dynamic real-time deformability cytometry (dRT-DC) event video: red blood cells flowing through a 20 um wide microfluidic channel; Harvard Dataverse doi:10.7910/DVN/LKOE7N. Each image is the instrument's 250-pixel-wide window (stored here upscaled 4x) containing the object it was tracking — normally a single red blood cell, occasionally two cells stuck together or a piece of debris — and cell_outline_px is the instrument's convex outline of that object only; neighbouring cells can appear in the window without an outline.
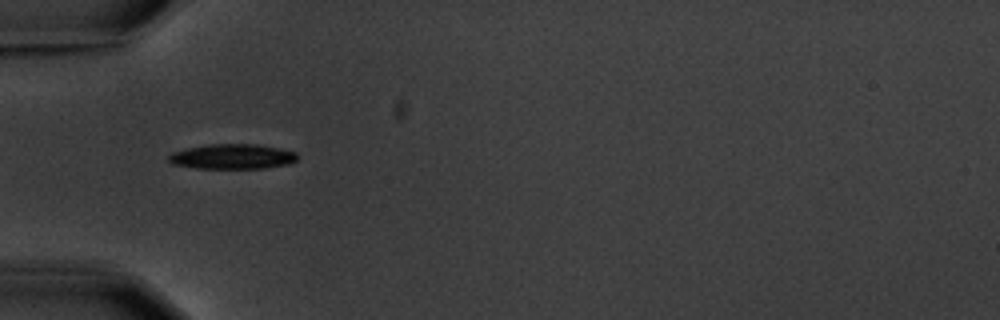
{"species": "common noctule bat (a hibernating species)", "species_latin": "Nyctalus noctula", "temperature_condition": "warm", "stored_images_in_passage": 4, "camera_frame_rate_fps": 3000, "um_per_image_px": 0.085, "animal": {"sex": "male", "body_mass_g": 20.1, "forearm_length_mm": 53.5}, "frame": {"image": 1, "passage_image": 3, "time_ms": 2.333, "image_size_px": [1000, 320], "cell_outline_px": [[296, 160], [288, 164], [264, 168], [196, 168], [172, 164], [168, 160], [168, 156], [172, 152], [188, 148], [208, 144], [256, 144], [296, 152]], "centroid_in_image_um": [19.71, 13.31], "position_along_channel_um": 65.3, "area_um2": 18.55}}